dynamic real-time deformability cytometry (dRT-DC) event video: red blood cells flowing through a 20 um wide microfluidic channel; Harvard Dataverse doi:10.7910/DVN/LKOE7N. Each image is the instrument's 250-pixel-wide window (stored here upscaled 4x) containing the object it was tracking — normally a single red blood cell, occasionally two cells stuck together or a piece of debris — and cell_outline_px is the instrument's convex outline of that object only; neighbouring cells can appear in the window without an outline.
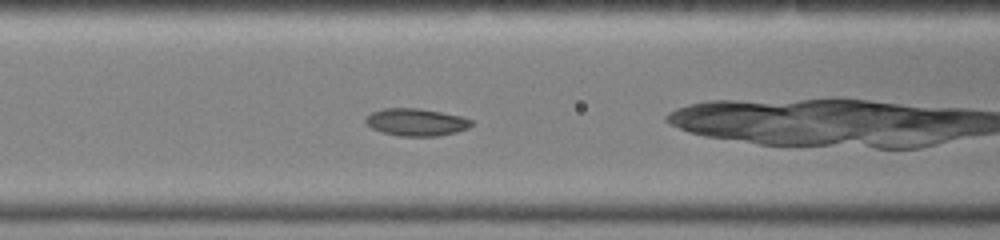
{"species": "common noctule bat (a hibernating species)", "species_latin": "Nyctalus noctula", "temperature_condition": "warm", "stored_images_in_passage": 32, "camera_frame_rate_fps": 3000, "um_per_image_px": 0.085, "animal": {"sex": "female", "body_mass_g": 19.0, "forearm_length_mm": 51.5}, "frame": {"image": 1, "passage_image": 11, "time_ms": 3.333, "image_size_px": [1000, 240], "cell_outline_px": [[472, 124], [468, 128], [456, 132], [436, 136], [400, 136], [380, 132], [364, 124], [364, 120], [372, 112], [384, 108], [420, 108], [460, 116], [472, 120]], "centroid_in_image_um": [35.33, 10.39], "position_along_channel_um": 131.3, "area_um2": 16.88}}
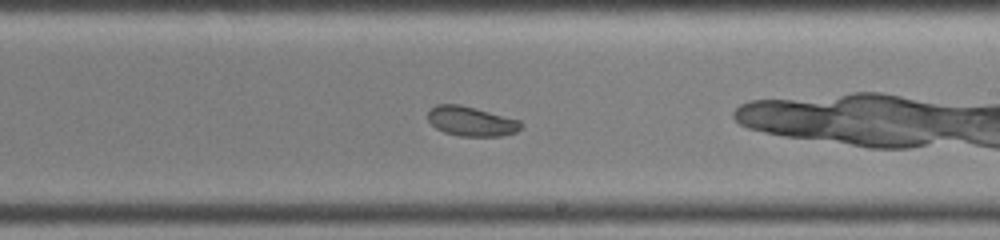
{"frame": {"image": 2, "passage_image": 18, "time_ms": 5.667, "image_size_px": [1000, 240], "cell_outline_px": [[524, 124], [516, 132], [500, 136], [460, 136], [444, 132], [436, 128], [428, 120], [428, 112], [436, 104], [460, 104], [520, 120]], "centroid_in_image_um": [40.06, 10.31], "position_along_channel_um": 248.9, "area_um2": 16.01}}
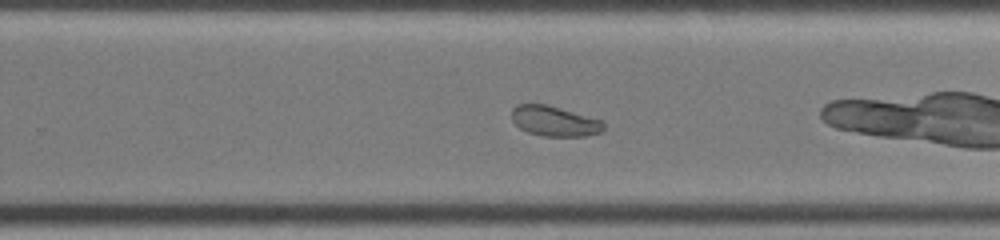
{"frame": {"image": 3, "passage_image": 20, "time_ms": 6.333, "image_size_px": [1000, 240], "cell_outline_px": [[604, 128], [600, 132], [584, 136], [544, 136], [528, 132], [520, 128], [512, 120], [512, 108], [516, 104], [544, 104], [560, 108], [600, 120], [604, 124]], "centroid_in_image_um": [47.09, 10.29], "position_along_channel_um": 282.7, "area_um2": 15.9}}